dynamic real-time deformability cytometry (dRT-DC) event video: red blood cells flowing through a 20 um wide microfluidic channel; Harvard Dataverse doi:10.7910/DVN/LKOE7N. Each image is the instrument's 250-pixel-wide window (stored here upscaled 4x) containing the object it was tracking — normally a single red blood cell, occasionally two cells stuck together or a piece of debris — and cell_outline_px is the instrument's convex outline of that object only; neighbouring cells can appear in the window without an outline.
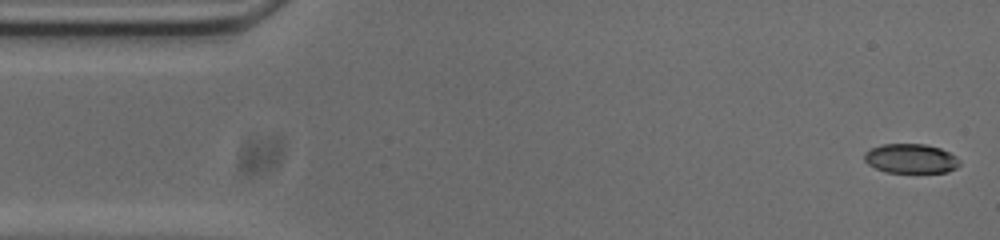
{"species": "common noctule bat (a hibernating species)", "species_latin": "Nyctalus noctula", "temperature_condition": "cold", "stored_images_in_passage": 53, "camera_frame_rate_fps": 3000, "um_per_image_px": 0.085, "animal": {"sex": "male", "body_mass_g": 20.0, "forearm_length_mm": 53.3}, "frame": {"image": 1, "passage_image": 1, "time_ms": 0.0, "image_size_px": [1000, 240], "cell_outline_px": [[960, 164], [956, 168], [948, 172], [884, 172], [868, 164], [864, 160], [864, 152], [880, 144], [924, 144], [940, 148], [956, 156], [960, 160]], "centroid_in_image_um": [77.41, 13.48], "position_along_channel_um": 7.6, "area_um2": 16.36}}
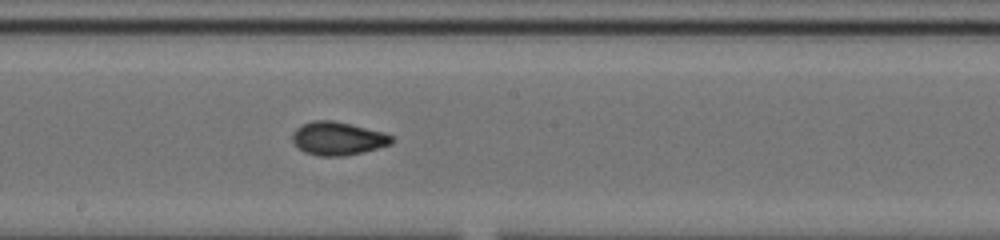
{"frame": {"image": 2, "passage_image": 27, "time_ms": 8.667, "image_size_px": [1000, 240], "cell_outline_px": [[396, 140], [392, 144], [364, 152], [344, 156], [316, 156], [304, 152], [292, 140], [292, 132], [296, 128], [312, 120], [332, 120], [352, 124], [384, 132], [392, 136]], "centroid_in_image_um": [28.75, 11.77], "position_along_channel_um": 219.5, "area_um2": 19.48}}
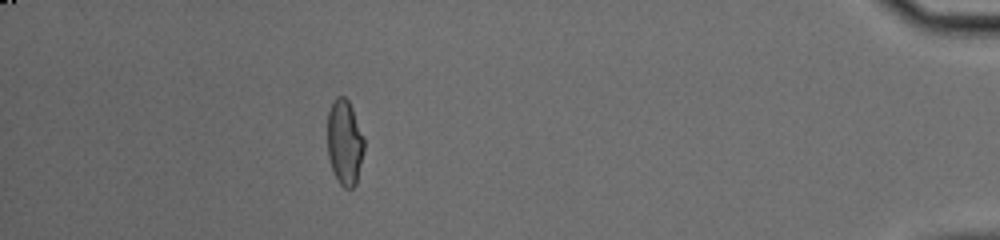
{"frame": {"image": 3, "passage_image": 47, "time_ms": 15.333, "image_size_px": [1000, 240], "cell_outline_px": [[364, 152], [356, 184], [352, 188], [344, 188], [340, 184], [332, 168], [328, 156], [328, 112], [336, 96], [344, 96], [348, 100], [352, 108], [364, 136]], "centroid_in_image_um": [29.31, 12.1], "position_along_channel_um": 405.9, "area_um2": 18.21}, "authors_computed_cell_mechanics": {"area_um2": 18.6116, "velocity_mm_per_s": 3.7494, "shape_relaxation_time_tau1_ms": 6.0814, "shape_relaxation_time_tau2_ms": 1.4492, "deformation_change_tau1": 0.1707, "deformation_change_tau2": 0.063}}